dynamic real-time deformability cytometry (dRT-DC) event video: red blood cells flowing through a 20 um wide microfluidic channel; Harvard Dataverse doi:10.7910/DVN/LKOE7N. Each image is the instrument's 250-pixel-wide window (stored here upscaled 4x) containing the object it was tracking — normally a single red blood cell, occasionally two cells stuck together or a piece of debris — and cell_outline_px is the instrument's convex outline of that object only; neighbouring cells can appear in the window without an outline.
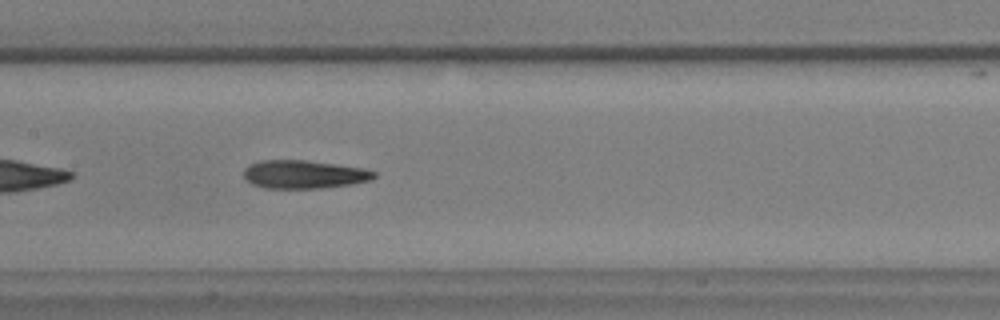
{"species": "common noctule bat (a hibernating species)", "species_latin": "Nyctalus noctula", "temperature_condition": "warm", "stored_images_in_passage": 41, "camera_frame_rate_fps": 3000, "um_per_image_px": 0.085, "animal": {"sex": "male", "body_mass_g": 17.9, "forearm_length_mm": 54.2}, "frame": {"image": 1, "passage_image": 12, "time_ms": 3.667, "image_size_px": [1000, 320], "cell_outline_px": [[376, 176], [372, 180], [352, 184], [324, 188], [264, 188], [252, 184], [244, 176], [244, 168], [248, 164], [260, 160], [304, 160], [336, 164], [364, 168], [376, 172]], "centroid_in_image_um": [25.85, 14.82], "position_along_channel_um": 181.6, "area_um2": 21.62}}
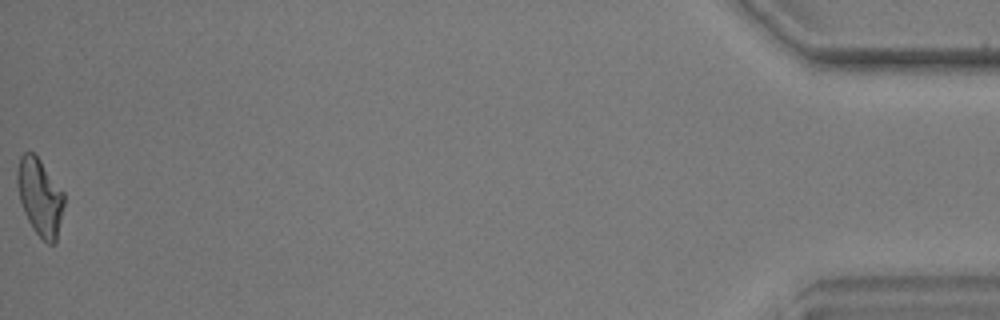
{"frame": {"image": 2, "passage_image": 41, "time_ms": 13.333, "image_size_px": [1000, 320], "cell_outline_px": [[64, 204], [56, 244], [48, 244], [32, 228], [24, 212], [20, 200], [16, 180], [16, 172], [20, 156], [24, 152], [32, 152], [40, 160], [64, 192]], "centroid_in_image_um": [3.39, 16.75], "position_along_channel_um": 431.8, "area_um2": 20.98}, "authors_computed_cell_mechanics": {"area_um2": 21.675, "velocity_mm_per_s": 3.5471, "shape_relaxation_time_tau1_ms": 5.4287, "shape_relaxation_time_tau2_ms": 4.4413, "deformation_change_tau1": 0.1834, "deformation_change_tau2": 0.1382}}